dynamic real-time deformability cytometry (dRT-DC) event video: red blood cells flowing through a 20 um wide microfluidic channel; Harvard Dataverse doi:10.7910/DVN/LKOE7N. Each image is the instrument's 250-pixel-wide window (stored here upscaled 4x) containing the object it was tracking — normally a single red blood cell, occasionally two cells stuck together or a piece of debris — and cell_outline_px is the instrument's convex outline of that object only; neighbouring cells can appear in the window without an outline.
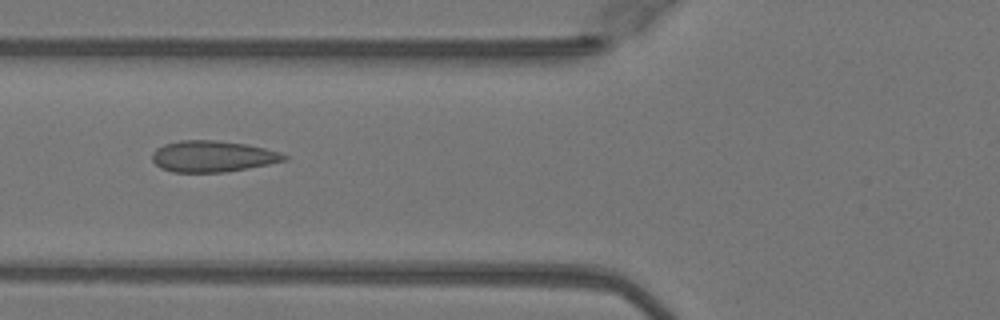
{"species": "Egyptian fruit bat (a non-hibernating species)", "species_latin": "Rousettus aegyptiacus", "temperature_condition": "warm", "stored_images_in_passage": 33, "camera_frame_rate_fps": 3000, "um_per_image_px": 0.085, "animal": {"sex": "female"}, "frame": {"image": 1, "passage_image": 5, "time_ms": 1.333, "image_size_px": [1000, 320], "cell_outline_px": [[288, 160], [268, 164], [224, 172], [172, 172], [160, 168], [152, 160], [152, 152], [156, 148], [164, 144], [180, 140], [216, 140], [248, 144], [280, 152], [288, 156]], "centroid_in_image_um": [18.06, 13.28], "position_along_channel_um": 107.7, "area_um2": 24.1}}
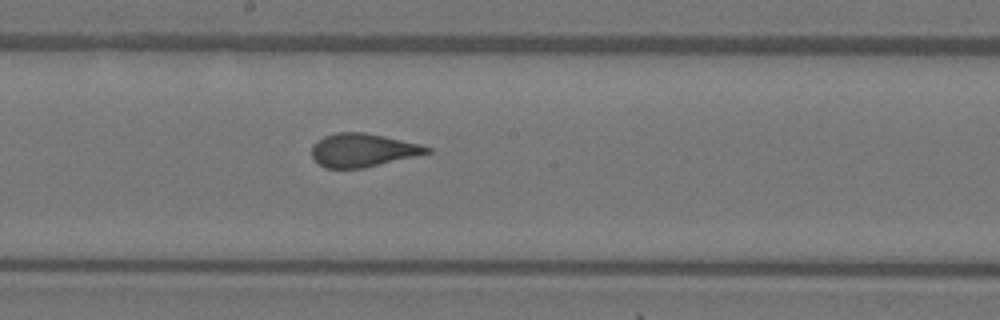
{"frame": {"image": 2, "passage_image": 13, "time_ms": 4.0, "image_size_px": [1000, 320], "cell_outline_px": [[432, 152], [416, 156], [364, 168], [324, 168], [312, 156], [312, 144], [324, 136], [336, 132], [364, 132], [384, 136], [420, 144], [432, 148]], "centroid_in_image_um": [30.84, 12.76], "position_along_channel_um": 217.4, "area_um2": 22.37}}
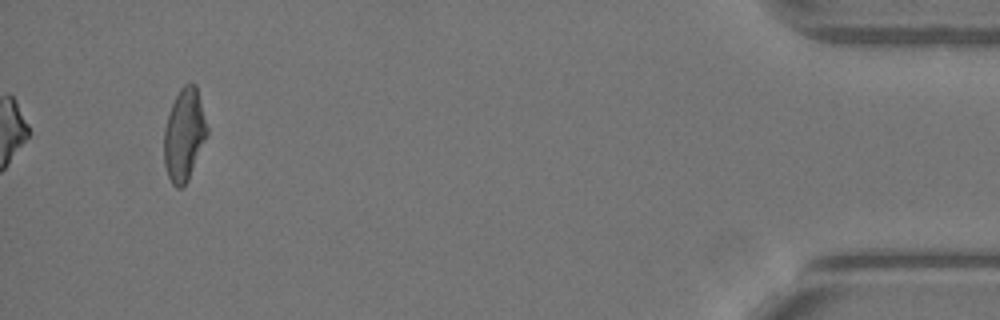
{"frame": {"image": 3, "passage_image": 33, "time_ms": 10.667, "image_size_px": [1000, 320], "cell_outline_px": [[208, 136], [188, 180], [184, 188], [176, 188], [172, 184], [168, 176], [164, 164], [164, 128], [168, 112], [180, 88], [184, 84], [196, 84], [208, 128]], "centroid_in_image_um": [15.66, 11.48], "position_along_channel_um": 419.5, "area_um2": 23.41}, "authors_computed_cell_mechanics": {"area_um2": 23.0044, "velocity_mm_per_s": 4.0997, "shape_relaxation_time_tau1_ms": null, "shape_relaxation_time_tau2_ms": 0.6282, "deformation_change_tau1": null, "deformation_change_tau2": 0.0824}}